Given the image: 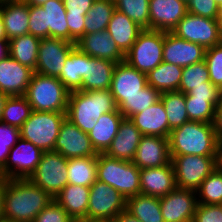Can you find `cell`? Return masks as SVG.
<instances>
[{"mask_svg": "<svg viewBox=\"0 0 222 222\" xmlns=\"http://www.w3.org/2000/svg\"><path fill=\"white\" fill-rule=\"evenodd\" d=\"M160 100L167 114L170 133L173 129L189 122L184 93L179 91L163 92L160 95Z\"/></svg>", "mask_w": 222, "mask_h": 222, "instance_id": "d590c367", "label": "cell"}, {"mask_svg": "<svg viewBox=\"0 0 222 222\" xmlns=\"http://www.w3.org/2000/svg\"><path fill=\"white\" fill-rule=\"evenodd\" d=\"M199 86H215L210 82L209 72L205 60L187 67H183V73L178 91L187 94L194 87Z\"/></svg>", "mask_w": 222, "mask_h": 222, "instance_id": "ab89813d", "label": "cell"}, {"mask_svg": "<svg viewBox=\"0 0 222 222\" xmlns=\"http://www.w3.org/2000/svg\"><path fill=\"white\" fill-rule=\"evenodd\" d=\"M71 222H84V220H72Z\"/></svg>", "mask_w": 222, "mask_h": 222, "instance_id": "a7ac6f4b", "label": "cell"}, {"mask_svg": "<svg viewBox=\"0 0 222 222\" xmlns=\"http://www.w3.org/2000/svg\"><path fill=\"white\" fill-rule=\"evenodd\" d=\"M116 10L143 29H150L149 0H114Z\"/></svg>", "mask_w": 222, "mask_h": 222, "instance_id": "b9f144b4", "label": "cell"}, {"mask_svg": "<svg viewBox=\"0 0 222 222\" xmlns=\"http://www.w3.org/2000/svg\"><path fill=\"white\" fill-rule=\"evenodd\" d=\"M68 159L55 151L43 152L29 180L54 198L68 184Z\"/></svg>", "mask_w": 222, "mask_h": 222, "instance_id": "ba28073f", "label": "cell"}, {"mask_svg": "<svg viewBox=\"0 0 222 222\" xmlns=\"http://www.w3.org/2000/svg\"><path fill=\"white\" fill-rule=\"evenodd\" d=\"M46 19V38L53 37L69 42L67 13L62 0H49L42 5Z\"/></svg>", "mask_w": 222, "mask_h": 222, "instance_id": "4dcf8cb0", "label": "cell"}, {"mask_svg": "<svg viewBox=\"0 0 222 222\" xmlns=\"http://www.w3.org/2000/svg\"><path fill=\"white\" fill-rule=\"evenodd\" d=\"M210 82L222 90V43L205 50Z\"/></svg>", "mask_w": 222, "mask_h": 222, "instance_id": "ee69618b", "label": "cell"}, {"mask_svg": "<svg viewBox=\"0 0 222 222\" xmlns=\"http://www.w3.org/2000/svg\"><path fill=\"white\" fill-rule=\"evenodd\" d=\"M187 13L183 0H149L150 30L172 32Z\"/></svg>", "mask_w": 222, "mask_h": 222, "instance_id": "d6986e66", "label": "cell"}, {"mask_svg": "<svg viewBox=\"0 0 222 222\" xmlns=\"http://www.w3.org/2000/svg\"><path fill=\"white\" fill-rule=\"evenodd\" d=\"M205 48L164 31L163 62L187 67L205 58Z\"/></svg>", "mask_w": 222, "mask_h": 222, "instance_id": "2e32d148", "label": "cell"}, {"mask_svg": "<svg viewBox=\"0 0 222 222\" xmlns=\"http://www.w3.org/2000/svg\"><path fill=\"white\" fill-rule=\"evenodd\" d=\"M86 63H88V55L75 46L57 77L70 92L82 87L83 80L86 79Z\"/></svg>", "mask_w": 222, "mask_h": 222, "instance_id": "f546056e", "label": "cell"}, {"mask_svg": "<svg viewBox=\"0 0 222 222\" xmlns=\"http://www.w3.org/2000/svg\"><path fill=\"white\" fill-rule=\"evenodd\" d=\"M0 40H8L5 33V28H4L1 12H0Z\"/></svg>", "mask_w": 222, "mask_h": 222, "instance_id": "be15d7a7", "label": "cell"}, {"mask_svg": "<svg viewBox=\"0 0 222 222\" xmlns=\"http://www.w3.org/2000/svg\"><path fill=\"white\" fill-rule=\"evenodd\" d=\"M186 4L190 2V0H183Z\"/></svg>", "mask_w": 222, "mask_h": 222, "instance_id": "89a4df30", "label": "cell"}, {"mask_svg": "<svg viewBox=\"0 0 222 222\" xmlns=\"http://www.w3.org/2000/svg\"><path fill=\"white\" fill-rule=\"evenodd\" d=\"M111 222H140L135 216L126 209L119 213Z\"/></svg>", "mask_w": 222, "mask_h": 222, "instance_id": "11a10c76", "label": "cell"}, {"mask_svg": "<svg viewBox=\"0 0 222 222\" xmlns=\"http://www.w3.org/2000/svg\"><path fill=\"white\" fill-rule=\"evenodd\" d=\"M54 151L66 159L78 157H97L88 134L79 129L67 118L63 121Z\"/></svg>", "mask_w": 222, "mask_h": 222, "instance_id": "5bb4252c", "label": "cell"}, {"mask_svg": "<svg viewBox=\"0 0 222 222\" xmlns=\"http://www.w3.org/2000/svg\"><path fill=\"white\" fill-rule=\"evenodd\" d=\"M97 180L110 185L125 198L141 193L140 169L133 162L112 158L105 153L97 155Z\"/></svg>", "mask_w": 222, "mask_h": 222, "instance_id": "277c9868", "label": "cell"}, {"mask_svg": "<svg viewBox=\"0 0 222 222\" xmlns=\"http://www.w3.org/2000/svg\"><path fill=\"white\" fill-rule=\"evenodd\" d=\"M164 31L144 29L125 54V62L148 74L163 62Z\"/></svg>", "mask_w": 222, "mask_h": 222, "instance_id": "52a82bcc", "label": "cell"}, {"mask_svg": "<svg viewBox=\"0 0 222 222\" xmlns=\"http://www.w3.org/2000/svg\"><path fill=\"white\" fill-rule=\"evenodd\" d=\"M187 11L196 16L217 19L220 8L214 0H190L187 3Z\"/></svg>", "mask_w": 222, "mask_h": 222, "instance_id": "7dc6e473", "label": "cell"}, {"mask_svg": "<svg viewBox=\"0 0 222 222\" xmlns=\"http://www.w3.org/2000/svg\"><path fill=\"white\" fill-rule=\"evenodd\" d=\"M0 222H17V221H13V220L6 219V218L2 217V218L0 219Z\"/></svg>", "mask_w": 222, "mask_h": 222, "instance_id": "e7e4bbea", "label": "cell"}, {"mask_svg": "<svg viewBox=\"0 0 222 222\" xmlns=\"http://www.w3.org/2000/svg\"><path fill=\"white\" fill-rule=\"evenodd\" d=\"M127 198L110 185L96 180L90 186L87 221H112L126 209Z\"/></svg>", "mask_w": 222, "mask_h": 222, "instance_id": "30bf717a", "label": "cell"}, {"mask_svg": "<svg viewBox=\"0 0 222 222\" xmlns=\"http://www.w3.org/2000/svg\"><path fill=\"white\" fill-rule=\"evenodd\" d=\"M53 200L29 179H5L3 217L17 222H33Z\"/></svg>", "mask_w": 222, "mask_h": 222, "instance_id": "6da1fadb", "label": "cell"}, {"mask_svg": "<svg viewBox=\"0 0 222 222\" xmlns=\"http://www.w3.org/2000/svg\"><path fill=\"white\" fill-rule=\"evenodd\" d=\"M72 220L67 212L53 200L35 217L33 222H71Z\"/></svg>", "mask_w": 222, "mask_h": 222, "instance_id": "bcb514c9", "label": "cell"}, {"mask_svg": "<svg viewBox=\"0 0 222 222\" xmlns=\"http://www.w3.org/2000/svg\"><path fill=\"white\" fill-rule=\"evenodd\" d=\"M4 178L1 176V173H0V182L3 180Z\"/></svg>", "mask_w": 222, "mask_h": 222, "instance_id": "2644e50d", "label": "cell"}, {"mask_svg": "<svg viewBox=\"0 0 222 222\" xmlns=\"http://www.w3.org/2000/svg\"><path fill=\"white\" fill-rule=\"evenodd\" d=\"M141 137L142 134L134 123L130 119L124 118L105 154L112 158L132 162Z\"/></svg>", "mask_w": 222, "mask_h": 222, "instance_id": "cb8c5ba5", "label": "cell"}, {"mask_svg": "<svg viewBox=\"0 0 222 222\" xmlns=\"http://www.w3.org/2000/svg\"><path fill=\"white\" fill-rule=\"evenodd\" d=\"M116 109L110 89L77 90L69 94L66 118L83 132L89 133L104 113L114 112Z\"/></svg>", "mask_w": 222, "mask_h": 222, "instance_id": "7a4b0ae2", "label": "cell"}, {"mask_svg": "<svg viewBox=\"0 0 222 222\" xmlns=\"http://www.w3.org/2000/svg\"><path fill=\"white\" fill-rule=\"evenodd\" d=\"M219 8L222 7V0H214Z\"/></svg>", "mask_w": 222, "mask_h": 222, "instance_id": "03108f58", "label": "cell"}, {"mask_svg": "<svg viewBox=\"0 0 222 222\" xmlns=\"http://www.w3.org/2000/svg\"><path fill=\"white\" fill-rule=\"evenodd\" d=\"M86 15H67L69 42L75 43L85 34Z\"/></svg>", "mask_w": 222, "mask_h": 222, "instance_id": "f907efd6", "label": "cell"}, {"mask_svg": "<svg viewBox=\"0 0 222 222\" xmlns=\"http://www.w3.org/2000/svg\"><path fill=\"white\" fill-rule=\"evenodd\" d=\"M67 15H86L94 0H62Z\"/></svg>", "mask_w": 222, "mask_h": 222, "instance_id": "f5cc1de1", "label": "cell"}, {"mask_svg": "<svg viewBox=\"0 0 222 222\" xmlns=\"http://www.w3.org/2000/svg\"><path fill=\"white\" fill-rule=\"evenodd\" d=\"M177 37L202 45L205 49L221 43L217 19L187 13L172 30Z\"/></svg>", "mask_w": 222, "mask_h": 222, "instance_id": "7c38bea8", "label": "cell"}, {"mask_svg": "<svg viewBox=\"0 0 222 222\" xmlns=\"http://www.w3.org/2000/svg\"><path fill=\"white\" fill-rule=\"evenodd\" d=\"M117 63L110 60L93 58L88 55L86 63V79L83 80L80 91L110 89L112 75Z\"/></svg>", "mask_w": 222, "mask_h": 222, "instance_id": "f1b7e54d", "label": "cell"}, {"mask_svg": "<svg viewBox=\"0 0 222 222\" xmlns=\"http://www.w3.org/2000/svg\"><path fill=\"white\" fill-rule=\"evenodd\" d=\"M8 40L29 34V6L22 0H4L0 4Z\"/></svg>", "mask_w": 222, "mask_h": 222, "instance_id": "d4e9b609", "label": "cell"}, {"mask_svg": "<svg viewBox=\"0 0 222 222\" xmlns=\"http://www.w3.org/2000/svg\"><path fill=\"white\" fill-rule=\"evenodd\" d=\"M130 120L142 135L169 138L170 127L164 105L161 100L147 109L133 115Z\"/></svg>", "mask_w": 222, "mask_h": 222, "instance_id": "603a6c76", "label": "cell"}, {"mask_svg": "<svg viewBox=\"0 0 222 222\" xmlns=\"http://www.w3.org/2000/svg\"><path fill=\"white\" fill-rule=\"evenodd\" d=\"M40 40L31 34L9 40V56L35 72Z\"/></svg>", "mask_w": 222, "mask_h": 222, "instance_id": "836d02e7", "label": "cell"}, {"mask_svg": "<svg viewBox=\"0 0 222 222\" xmlns=\"http://www.w3.org/2000/svg\"><path fill=\"white\" fill-rule=\"evenodd\" d=\"M76 47L93 58L106 59L115 63L125 60V54L106 30L84 34L76 42Z\"/></svg>", "mask_w": 222, "mask_h": 222, "instance_id": "44dd1931", "label": "cell"}, {"mask_svg": "<svg viewBox=\"0 0 222 222\" xmlns=\"http://www.w3.org/2000/svg\"><path fill=\"white\" fill-rule=\"evenodd\" d=\"M28 6H42L45 2L49 0H22Z\"/></svg>", "mask_w": 222, "mask_h": 222, "instance_id": "94428289", "label": "cell"}, {"mask_svg": "<svg viewBox=\"0 0 222 222\" xmlns=\"http://www.w3.org/2000/svg\"><path fill=\"white\" fill-rule=\"evenodd\" d=\"M66 113L32 110L29 119L20 128L21 138L30 141L43 152L54 151Z\"/></svg>", "mask_w": 222, "mask_h": 222, "instance_id": "8992f818", "label": "cell"}, {"mask_svg": "<svg viewBox=\"0 0 222 222\" xmlns=\"http://www.w3.org/2000/svg\"><path fill=\"white\" fill-rule=\"evenodd\" d=\"M193 222H222V204L198 203Z\"/></svg>", "mask_w": 222, "mask_h": 222, "instance_id": "681fc988", "label": "cell"}, {"mask_svg": "<svg viewBox=\"0 0 222 222\" xmlns=\"http://www.w3.org/2000/svg\"><path fill=\"white\" fill-rule=\"evenodd\" d=\"M183 73V67L160 63L147 74V84L160 93L178 91Z\"/></svg>", "mask_w": 222, "mask_h": 222, "instance_id": "1f68e13d", "label": "cell"}, {"mask_svg": "<svg viewBox=\"0 0 222 222\" xmlns=\"http://www.w3.org/2000/svg\"><path fill=\"white\" fill-rule=\"evenodd\" d=\"M189 121L214 123L216 106L219 101H206L200 98H190L185 94Z\"/></svg>", "mask_w": 222, "mask_h": 222, "instance_id": "7bdbcfd3", "label": "cell"}, {"mask_svg": "<svg viewBox=\"0 0 222 222\" xmlns=\"http://www.w3.org/2000/svg\"><path fill=\"white\" fill-rule=\"evenodd\" d=\"M147 85V74L131 67L125 61L117 63L110 86L116 105L126 99L127 96H134Z\"/></svg>", "mask_w": 222, "mask_h": 222, "instance_id": "e0dca14e", "label": "cell"}, {"mask_svg": "<svg viewBox=\"0 0 222 222\" xmlns=\"http://www.w3.org/2000/svg\"><path fill=\"white\" fill-rule=\"evenodd\" d=\"M197 202L201 204H222V171L216 168L196 190ZM201 198V199H200Z\"/></svg>", "mask_w": 222, "mask_h": 222, "instance_id": "60d3db41", "label": "cell"}, {"mask_svg": "<svg viewBox=\"0 0 222 222\" xmlns=\"http://www.w3.org/2000/svg\"><path fill=\"white\" fill-rule=\"evenodd\" d=\"M5 179L0 182V219L4 213Z\"/></svg>", "mask_w": 222, "mask_h": 222, "instance_id": "6f0895ef", "label": "cell"}, {"mask_svg": "<svg viewBox=\"0 0 222 222\" xmlns=\"http://www.w3.org/2000/svg\"><path fill=\"white\" fill-rule=\"evenodd\" d=\"M217 23H218L219 37L222 43V7L220 8V11L217 17Z\"/></svg>", "mask_w": 222, "mask_h": 222, "instance_id": "6125c7cd", "label": "cell"}, {"mask_svg": "<svg viewBox=\"0 0 222 222\" xmlns=\"http://www.w3.org/2000/svg\"><path fill=\"white\" fill-rule=\"evenodd\" d=\"M124 119L116 109L114 112L104 113L88 134L95 151L105 153L110 147L112 140L117 135L119 126Z\"/></svg>", "mask_w": 222, "mask_h": 222, "instance_id": "83f0119b", "label": "cell"}, {"mask_svg": "<svg viewBox=\"0 0 222 222\" xmlns=\"http://www.w3.org/2000/svg\"><path fill=\"white\" fill-rule=\"evenodd\" d=\"M34 71L11 56L0 60V92L9 96L25 95Z\"/></svg>", "mask_w": 222, "mask_h": 222, "instance_id": "ffe728a7", "label": "cell"}, {"mask_svg": "<svg viewBox=\"0 0 222 222\" xmlns=\"http://www.w3.org/2000/svg\"><path fill=\"white\" fill-rule=\"evenodd\" d=\"M90 187L67 184L54 200L73 220H87Z\"/></svg>", "mask_w": 222, "mask_h": 222, "instance_id": "484cf974", "label": "cell"}, {"mask_svg": "<svg viewBox=\"0 0 222 222\" xmlns=\"http://www.w3.org/2000/svg\"><path fill=\"white\" fill-rule=\"evenodd\" d=\"M141 194L162 198L176 188L172 162L155 168L140 169Z\"/></svg>", "mask_w": 222, "mask_h": 222, "instance_id": "7402d4cb", "label": "cell"}, {"mask_svg": "<svg viewBox=\"0 0 222 222\" xmlns=\"http://www.w3.org/2000/svg\"><path fill=\"white\" fill-rule=\"evenodd\" d=\"M144 29L131 20L126 14L115 10L106 31L116 42L119 49L126 54Z\"/></svg>", "mask_w": 222, "mask_h": 222, "instance_id": "4316f807", "label": "cell"}, {"mask_svg": "<svg viewBox=\"0 0 222 222\" xmlns=\"http://www.w3.org/2000/svg\"><path fill=\"white\" fill-rule=\"evenodd\" d=\"M76 46L63 39L47 37L40 40L35 73L58 77L64 68L66 58Z\"/></svg>", "mask_w": 222, "mask_h": 222, "instance_id": "4fadbf2b", "label": "cell"}, {"mask_svg": "<svg viewBox=\"0 0 222 222\" xmlns=\"http://www.w3.org/2000/svg\"><path fill=\"white\" fill-rule=\"evenodd\" d=\"M161 93L148 84L134 96H127L117 105L118 111L124 118L130 119L133 115L147 109L160 100Z\"/></svg>", "mask_w": 222, "mask_h": 222, "instance_id": "8d00e7d4", "label": "cell"}, {"mask_svg": "<svg viewBox=\"0 0 222 222\" xmlns=\"http://www.w3.org/2000/svg\"><path fill=\"white\" fill-rule=\"evenodd\" d=\"M115 10L114 0H94L85 17V34L106 30Z\"/></svg>", "mask_w": 222, "mask_h": 222, "instance_id": "74e56055", "label": "cell"}, {"mask_svg": "<svg viewBox=\"0 0 222 222\" xmlns=\"http://www.w3.org/2000/svg\"><path fill=\"white\" fill-rule=\"evenodd\" d=\"M9 95L3 93V92H0V119L2 117V113H3V110H4V106H5V103L8 99Z\"/></svg>", "mask_w": 222, "mask_h": 222, "instance_id": "91938a15", "label": "cell"}, {"mask_svg": "<svg viewBox=\"0 0 222 222\" xmlns=\"http://www.w3.org/2000/svg\"><path fill=\"white\" fill-rule=\"evenodd\" d=\"M190 98H200L206 101H219L222 93L217 86L194 87L187 93Z\"/></svg>", "mask_w": 222, "mask_h": 222, "instance_id": "816d5d0a", "label": "cell"}, {"mask_svg": "<svg viewBox=\"0 0 222 222\" xmlns=\"http://www.w3.org/2000/svg\"><path fill=\"white\" fill-rule=\"evenodd\" d=\"M29 34L46 38L45 11L42 6H29Z\"/></svg>", "mask_w": 222, "mask_h": 222, "instance_id": "c3c4849f", "label": "cell"}, {"mask_svg": "<svg viewBox=\"0 0 222 222\" xmlns=\"http://www.w3.org/2000/svg\"><path fill=\"white\" fill-rule=\"evenodd\" d=\"M216 163L217 168L222 171V141H218Z\"/></svg>", "mask_w": 222, "mask_h": 222, "instance_id": "680465c9", "label": "cell"}, {"mask_svg": "<svg viewBox=\"0 0 222 222\" xmlns=\"http://www.w3.org/2000/svg\"><path fill=\"white\" fill-rule=\"evenodd\" d=\"M169 138L142 135L133 158V163L139 168L162 167L171 163Z\"/></svg>", "mask_w": 222, "mask_h": 222, "instance_id": "ac0fdd59", "label": "cell"}, {"mask_svg": "<svg viewBox=\"0 0 222 222\" xmlns=\"http://www.w3.org/2000/svg\"><path fill=\"white\" fill-rule=\"evenodd\" d=\"M217 135L214 124L189 121L171 131L170 156H217Z\"/></svg>", "mask_w": 222, "mask_h": 222, "instance_id": "3957f363", "label": "cell"}, {"mask_svg": "<svg viewBox=\"0 0 222 222\" xmlns=\"http://www.w3.org/2000/svg\"><path fill=\"white\" fill-rule=\"evenodd\" d=\"M216 157L195 155L171 156L176 187L196 191L204 179L217 168Z\"/></svg>", "mask_w": 222, "mask_h": 222, "instance_id": "9c48e42d", "label": "cell"}, {"mask_svg": "<svg viewBox=\"0 0 222 222\" xmlns=\"http://www.w3.org/2000/svg\"><path fill=\"white\" fill-rule=\"evenodd\" d=\"M69 94L57 77L34 72L24 96L34 111L66 113Z\"/></svg>", "mask_w": 222, "mask_h": 222, "instance_id": "5b68a950", "label": "cell"}, {"mask_svg": "<svg viewBox=\"0 0 222 222\" xmlns=\"http://www.w3.org/2000/svg\"><path fill=\"white\" fill-rule=\"evenodd\" d=\"M9 55V40H0V60Z\"/></svg>", "mask_w": 222, "mask_h": 222, "instance_id": "9f6ffc18", "label": "cell"}, {"mask_svg": "<svg viewBox=\"0 0 222 222\" xmlns=\"http://www.w3.org/2000/svg\"><path fill=\"white\" fill-rule=\"evenodd\" d=\"M195 190L175 188L160 198V207L164 222H193L197 195Z\"/></svg>", "mask_w": 222, "mask_h": 222, "instance_id": "9a60e30c", "label": "cell"}, {"mask_svg": "<svg viewBox=\"0 0 222 222\" xmlns=\"http://www.w3.org/2000/svg\"><path fill=\"white\" fill-rule=\"evenodd\" d=\"M68 184L90 187L97 180V157L68 159Z\"/></svg>", "mask_w": 222, "mask_h": 222, "instance_id": "e575fe53", "label": "cell"}, {"mask_svg": "<svg viewBox=\"0 0 222 222\" xmlns=\"http://www.w3.org/2000/svg\"><path fill=\"white\" fill-rule=\"evenodd\" d=\"M126 210L140 222H164L162 217L160 198L139 194L128 197Z\"/></svg>", "mask_w": 222, "mask_h": 222, "instance_id": "d6a6232c", "label": "cell"}, {"mask_svg": "<svg viewBox=\"0 0 222 222\" xmlns=\"http://www.w3.org/2000/svg\"><path fill=\"white\" fill-rule=\"evenodd\" d=\"M31 112V105L24 95L9 96L0 121L20 129L23 123L29 119Z\"/></svg>", "mask_w": 222, "mask_h": 222, "instance_id": "f35d334b", "label": "cell"}, {"mask_svg": "<svg viewBox=\"0 0 222 222\" xmlns=\"http://www.w3.org/2000/svg\"><path fill=\"white\" fill-rule=\"evenodd\" d=\"M84 222H110V221H87V220H84Z\"/></svg>", "mask_w": 222, "mask_h": 222, "instance_id": "003e7915", "label": "cell"}, {"mask_svg": "<svg viewBox=\"0 0 222 222\" xmlns=\"http://www.w3.org/2000/svg\"><path fill=\"white\" fill-rule=\"evenodd\" d=\"M213 124L216 131L217 140L222 141V95L216 106L215 119Z\"/></svg>", "mask_w": 222, "mask_h": 222, "instance_id": "db71d44e", "label": "cell"}, {"mask_svg": "<svg viewBox=\"0 0 222 222\" xmlns=\"http://www.w3.org/2000/svg\"><path fill=\"white\" fill-rule=\"evenodd\" d=\"M21 138L20 129L0 121V170L7 162L10 149Z\"/></svg>", "mask_w": 222, "mask_h": 222, "instance_id": "f6af8a7d", "label": "cell"}, {"mask_svg": "<svg viewBox=\"0 0 222 222\" xmlns=\"http://www.w3.org/2000/svg\"><path fill=\"white\" fill-rule=\"evenodd\" d=\"M43 151L30 141L20 138L10 149L7 162L0 170L4 179H29L38 166Z\"/></svg>", "mask_w": 222, "mask_h": 222, "instance_id": "8fae6325", "label": "cell"}]
</instances>
